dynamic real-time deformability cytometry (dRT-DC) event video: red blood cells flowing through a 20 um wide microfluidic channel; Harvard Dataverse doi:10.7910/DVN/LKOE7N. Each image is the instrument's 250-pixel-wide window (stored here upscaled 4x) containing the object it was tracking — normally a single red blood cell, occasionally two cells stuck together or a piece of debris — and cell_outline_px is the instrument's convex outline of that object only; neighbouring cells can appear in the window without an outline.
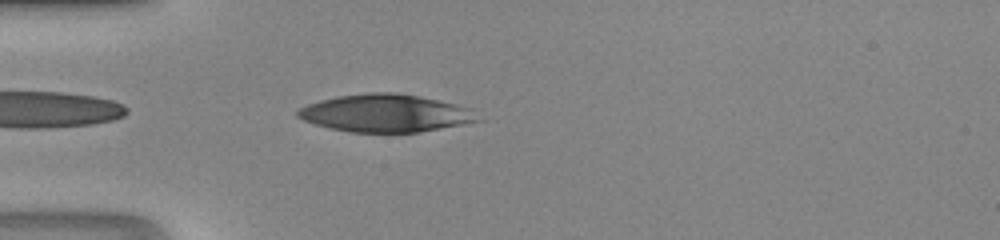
{"species": "human", "species_latin": "Homo sapiens", "temperature_condition": "room temperature", "stored_images_in_passage": 35, "camera_frame_rate_fps": 3000, "um_per_image_px": 0.085, "donor": {"sex": "male"}, "frame": {"image": 1, "passage_image": 2, "time_ms": 0.333, "image_size_px": [1000, 240], "cell_outline_px": [[488, 120], [420, 132], [348, 132], [316, 124], [304, 120], [296, 116], [296, 112], [300, 108], [308, 104], [320, 100], [336, 96], [368, 92], [396, 92], [456, 104], [472, 108]], "centroid_in_image_um": [32.87, 9.62], "position_along_channel_um": 52.1, "area_um2": 39.82}}
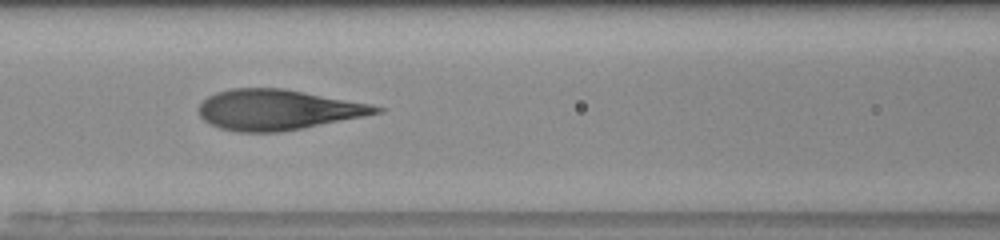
{"frame": {"image": 2, "passage_image": 9, "time_ms": 2.667, "image_size_px": [1000, 240], "cell_outline_px": [[384, 112], [364, 116], [280, 132], [236, 132], [220, 128], [208, 124], [200, 116], [200, 104], [208, 96], [216, 92], [232, 88], [284, 88], [372, 104], [384, 108]], "centroid_in_image_um": [23.6, 9.32], "position_along_channel_um": 143.0, "area_um2": 41.67}}
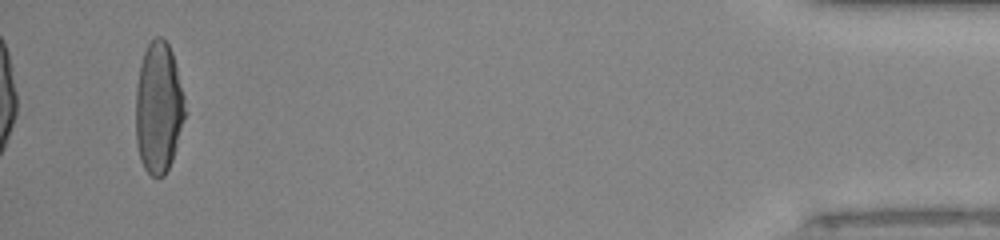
{"frame": {"image": 3, "passage_image": 33, "time_ms": 10.667, "image_size_px": [1000, 240], "cell_outline_px": [[188, 112], [172, 160], [164, 176], [156, 180], [144, 168], [140, 160], [136, 144], [136, 88], [140, 64], [144, 52], [148, 44], [156, 36], [160, 36], [168, 44], [172, 52], [184, 96]], "centroid_in_image_um": [13.49, 9.2], "position_along_channel_um": 421.7, "area_um2": 38.21}}